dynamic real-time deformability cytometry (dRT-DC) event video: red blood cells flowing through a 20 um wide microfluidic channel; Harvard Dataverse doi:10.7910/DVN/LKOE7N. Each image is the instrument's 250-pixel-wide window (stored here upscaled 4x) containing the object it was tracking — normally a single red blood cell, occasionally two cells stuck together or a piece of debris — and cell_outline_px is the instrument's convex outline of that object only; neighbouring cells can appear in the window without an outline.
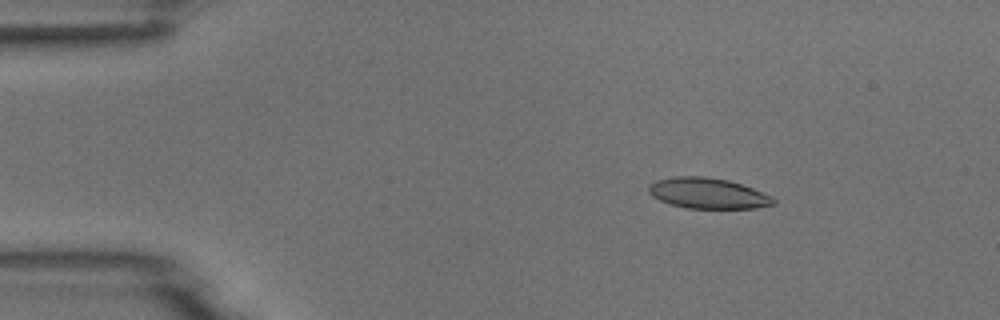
{"species": "common noctule bat (a hibernating species)", "species_latin": "Nyctalus noctula", "temperature_condition": "room temperature", "stored_images_in_passage": 5, "camera_frame_rate_fps": 3000, "um_per_image_px": 0.085, "animal": {"sex": "male", "body_mass_g": 18.8}, "frame": {"image": 1, "passage_image": 3, "time_ms": 2.333, "image_size_px": [1000, 320], "cell_outline_px": [[776, 204], [756, 208], [688, 208], [672, 204], [660, 200], [652, 196], [648, 192], [648, 184], [656, 180], [672, 176], [704, 176], [728, 180], [752, 188], [772, 196], [776, 200]], "centroid_in_image_um": [60.16, 16.42], "position_along_channel_um": 24.8, "area_um2": 22.31}}